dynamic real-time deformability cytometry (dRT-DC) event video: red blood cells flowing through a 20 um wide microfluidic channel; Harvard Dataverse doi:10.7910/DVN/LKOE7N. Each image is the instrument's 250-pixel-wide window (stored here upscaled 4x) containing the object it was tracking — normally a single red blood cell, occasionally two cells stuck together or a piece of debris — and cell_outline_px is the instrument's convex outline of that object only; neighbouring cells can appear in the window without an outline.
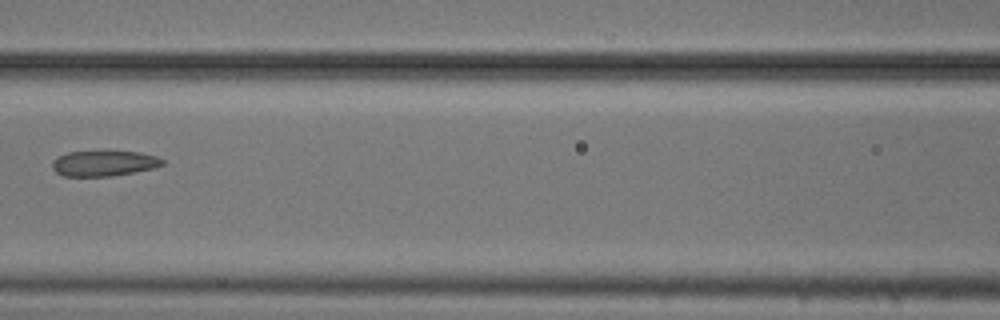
{"species": "common noctule bat (a hibernating species)", "species_latin": "Nyctalus noctula", "temperature_condition": "cold", "stored_images_in_passage": 7, "camera_frame_rate_fps": 3000, "um_per_image_px": 0.085, "animal": {"sex": "male", "body_mass_g": 20.5, "forearm_length_mm": 52.5}, "frame": {"image": 1, "passage_image": 7, "time_ms": 2.0, "image_size_px": [1000, 320], "cell_outline_px": [[164, 164], [152, 168], [112, 176], [64, 176], [56, 172], [52, 168], [52, 160], [56, 156], [68, 152], [136, 152], [156, 156], [164, 160]], "centroid_in_image_um": [8.78, 13.89], "position_along_channel_um": 157.8, "area_um2": 16.13}}